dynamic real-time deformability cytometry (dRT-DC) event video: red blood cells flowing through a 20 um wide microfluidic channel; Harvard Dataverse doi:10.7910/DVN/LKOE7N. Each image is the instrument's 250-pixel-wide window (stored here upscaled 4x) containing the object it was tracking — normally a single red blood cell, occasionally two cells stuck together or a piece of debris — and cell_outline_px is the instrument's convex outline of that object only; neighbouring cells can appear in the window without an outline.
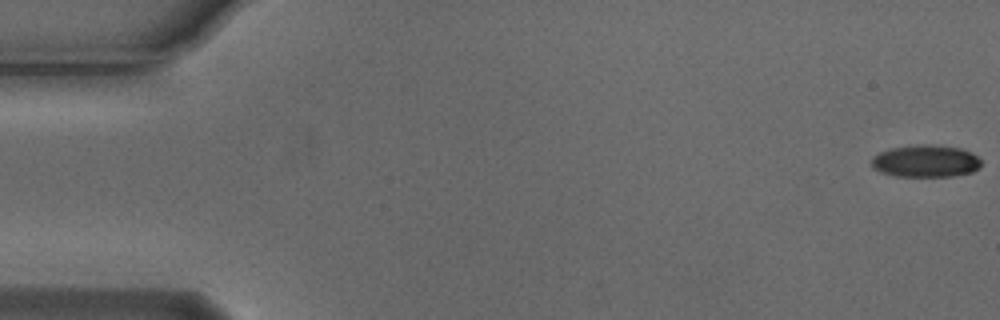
{"species": "Egyptian fruit bat (a non-hibernating species)", "species_latin": "Rousettus aegyptiacus", "temperature_condition": "cold", "stored_images_in_passage": 6, "camera_frame_rate_fps": 3000, "um_per_image_px": 0.085, "animal": {"sex": "male"}, "frame": {"image": 1, "passage_image": 1, "time_ms": 0.0, "image_size_px": [1000, 320], "cell_outline_px": [[980, 168], [972, 172], [952, 176], [896, 176], [880, 172], [872, 168], [872, 156], [880, 152], [892, 148], [920, 144], [928, 144], [960, 148], [972, 152], [980, 160]], "centroid_in_image_um": [78.67, 13.69], "position_along_channel_um": 6.3, "area_um2": 20.58}}
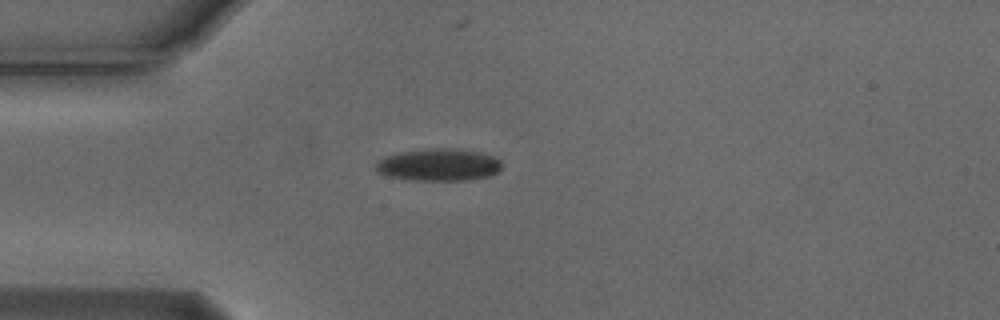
{"frame": {"image": 2, "passage_image": 5, "time_ms": 1.333, "image_size_px": [1000, 320], "cell_outline_px": [[500, 168], [496, 172], [488, 176], [468, 180], [408, 180], [384, 176], [376, 172], [376, 164], [384, 156], [400, 152], [428, 148], [452, 148], [484, 152], [500, 160]], "centroid_in_image_um": [37.25, 14.0], "position_along_channel_um": 47.8, "area_um2": 23.87}}